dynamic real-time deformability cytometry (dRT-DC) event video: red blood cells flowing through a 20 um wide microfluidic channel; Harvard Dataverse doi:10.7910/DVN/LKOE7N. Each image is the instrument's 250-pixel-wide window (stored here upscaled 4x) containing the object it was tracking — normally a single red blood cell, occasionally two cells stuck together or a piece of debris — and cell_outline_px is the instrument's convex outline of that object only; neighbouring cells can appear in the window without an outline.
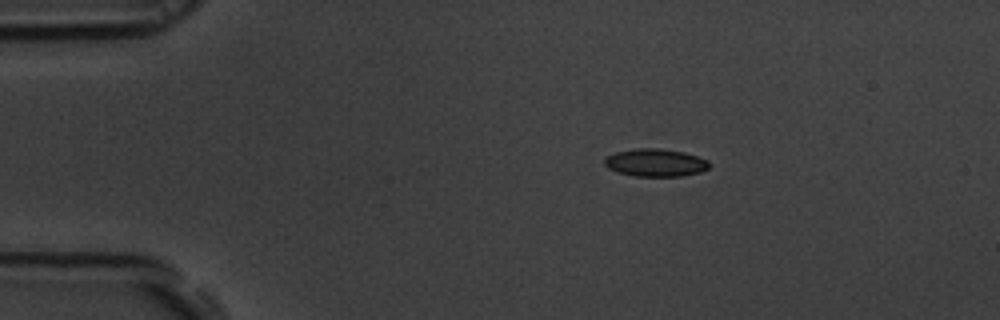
{"species": "common noctule bat (a hibernating species)", "species_latin": "Nyctalus noctula", "temperature_condition": "room temperature", "stored_images_in_passage": 46, "camera_frame_rate_fps": 3000, "um_per_image_px": 0.085, "animal": {"sex": "male", "body_mass_g": 19.5, "forearm_length_mm": 54.6}, "frame": {"image": 1, "passage_image": 1, "time_ms": 0.0, "image_size_px": [1000, 320], "cell_outline_px": [[708, 168], [700, 172], [680, 176], [636, 176], [616, 172], [608, 168], [604, 164], [604, 160], [608, 156], [616, 152], [636, 148], [660, 148], [684, 152], [708, 160]], "centroid_in_image_um": [55.69, 13.82], "position_along_channel_um": 29.3, "area_um2": 16.82}}
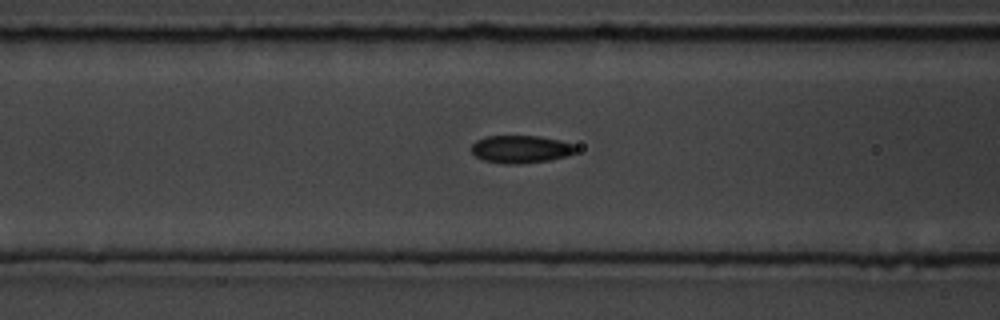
{"frame": {"image": 2, "passage_image": 13, "time_ms": 4.0, "image_size_px": [1000, 320], "cell_outline_px": [[576, 152], [568, 156], [548, 160], [520, 164], [504, 164], [484, 160], [476, 156], [472, 152], [472, 144], [476, 140], [484, 136], [536, 136], [560, 140], [572, 144], [576, 148]], "centroid_in_image_um": [44.25, 12.68], "position_along_channel_um": 122.3, "area_um2": 16.82}}
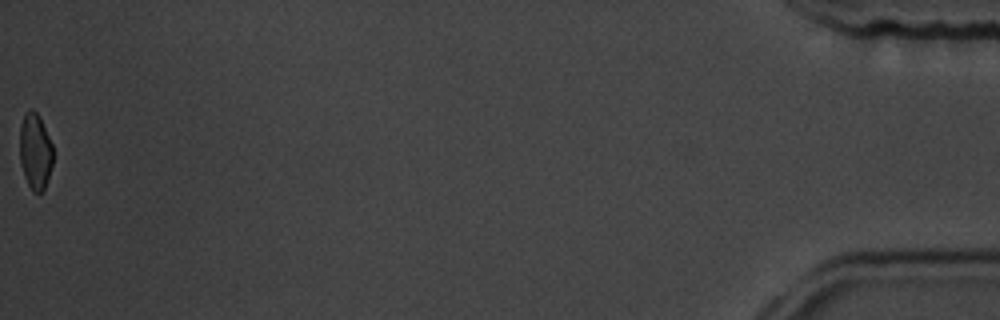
{"frame": {"image": 3, "passage_image": 46, "time_ms": 15.0, "image_size_px": [1000, 320], "cell_outline_px": [[52, 164], [44, 188], [40, 192], [32, 192], [24, 176], [20, 160], [20, 124], [24, 112], [28, 108], [32, 108], [36, 112], [52, 144]], "centroid_in_image_um": [2.96, 12.83], "position_along_channel_um": 432.2, "area_um2": 14.57}, "authors_computed_cell_mechanics": {"area_um2": 16.4152, "velocity_mm_per_s": 3.743, "shape_relaxation_time_tau1_ms": 3.785, "shape_relaxation_time_tau2_ms": 2.9208, "deformation_change_tau1": 0.1036, "deformation_change_tau2": 0.0703}}